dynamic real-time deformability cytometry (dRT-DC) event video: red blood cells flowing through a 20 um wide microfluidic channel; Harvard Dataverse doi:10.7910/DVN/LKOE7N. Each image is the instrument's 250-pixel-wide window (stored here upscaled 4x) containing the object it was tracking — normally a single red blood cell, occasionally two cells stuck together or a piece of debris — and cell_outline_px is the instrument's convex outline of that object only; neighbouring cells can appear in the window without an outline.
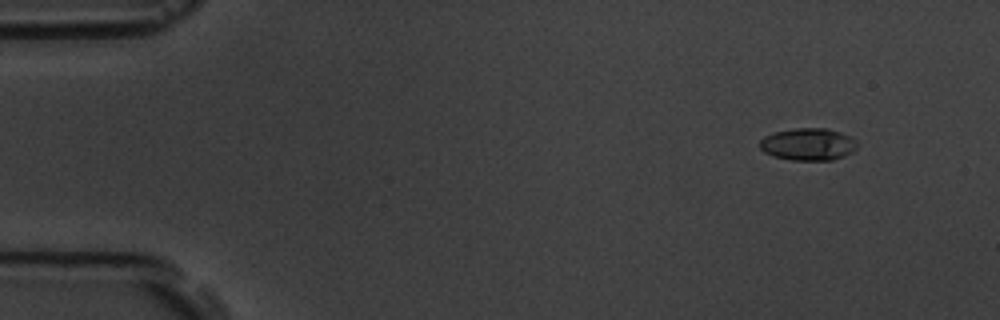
{"species": "common noctule bat (a hibernating species)", "species_latin": "Nyctalus noctula", "temperature_condition": "room temperature", "stored_images_in_passage": 6, "camera_frame_rate_fps": 3000, "um_per_image_px": 0.085, "animal": {"sex": "male", "body_mass_g": 19.5, "forearm_length_mm": 54.6}, "frame": {"image": 1, "passage_image": 2, "time_ms": 1.0, "image_size_px": [1000, 320], "cell_outline_px": [[856, 148], [852, 152], [844, 156], [832, 160], [792, 160], [772, 156], [764, 152], [760, 148], [760, 140], [764, 136], [772, 132], [796, 128], [828, 128], [840, 132], [856, 140]], "centroid_in_image_um": [68.67, 12.26], "position_along_channel_um": 16.3, "area_um2": 18.38}}
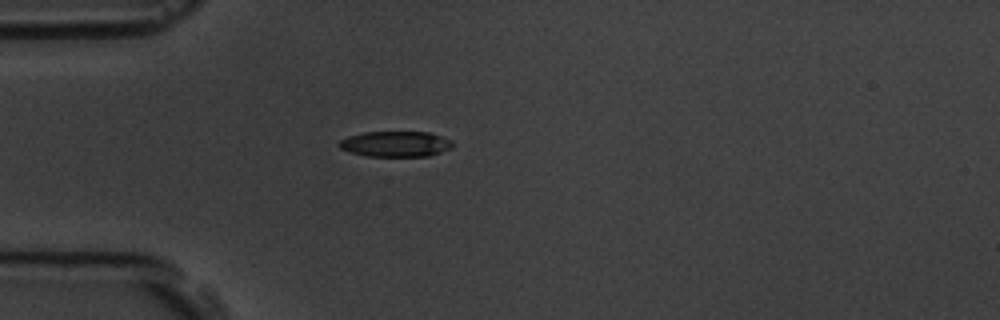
{"frame": {"image": 2, "passage_image": 5, "time_ms": 4.667, "image_size_px": [1000, 320], "cell_outline_px": [[452, 148], [428, 156], [368, 156], [352, 152], [340, 148], [336, 144], [340, 140], [348, 136], [364, 132], [428, 132], [452, 140]], "centroid_in_image_um": [33.61, 12.23], "position_along_channel_um": 51.4, "area_um2": 16.82}}